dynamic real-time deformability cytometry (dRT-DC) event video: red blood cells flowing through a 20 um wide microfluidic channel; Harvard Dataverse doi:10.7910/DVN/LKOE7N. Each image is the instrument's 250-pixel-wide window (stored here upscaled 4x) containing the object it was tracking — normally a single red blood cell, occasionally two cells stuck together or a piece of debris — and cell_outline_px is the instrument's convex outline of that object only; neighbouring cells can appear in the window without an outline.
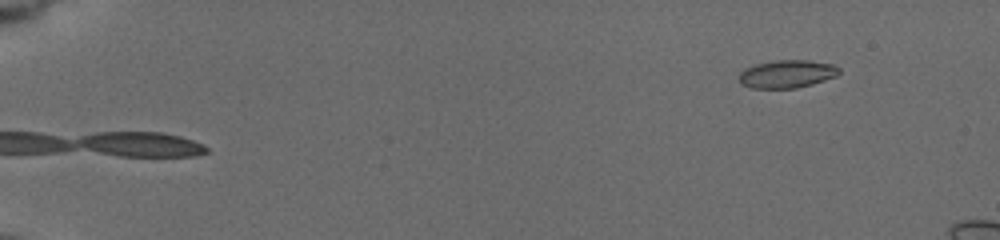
{"species": "common noctule bat (a hibernating species)", "species_latin": "Nyctalus noctula", "temperature_condition": "cold", "stored_images_in_passage": 8, "camera_frame_rate_fps": 3000, "um_per_image_px": 0.085, "animal": {"sex": "female", "body_mass_g": 19.5, "forearm_length_mm": 54.1}, "frame": {"image": 1, "passage_image": 1, "time_ms": 0.0, "image_size_px": [1000, 240], "cell_outline_px": [[840, 72], [836, 76], [812, 84], [796, 88], [752, 88], [740, 84], [740, 72], [756, 64], [776, 60], [808, 60], [832, 64], [840, 68]], "centroid_in_image_um": [66.91, 6.29], "position_along_channel_um": 18.1, "area_um2": 16.13}}